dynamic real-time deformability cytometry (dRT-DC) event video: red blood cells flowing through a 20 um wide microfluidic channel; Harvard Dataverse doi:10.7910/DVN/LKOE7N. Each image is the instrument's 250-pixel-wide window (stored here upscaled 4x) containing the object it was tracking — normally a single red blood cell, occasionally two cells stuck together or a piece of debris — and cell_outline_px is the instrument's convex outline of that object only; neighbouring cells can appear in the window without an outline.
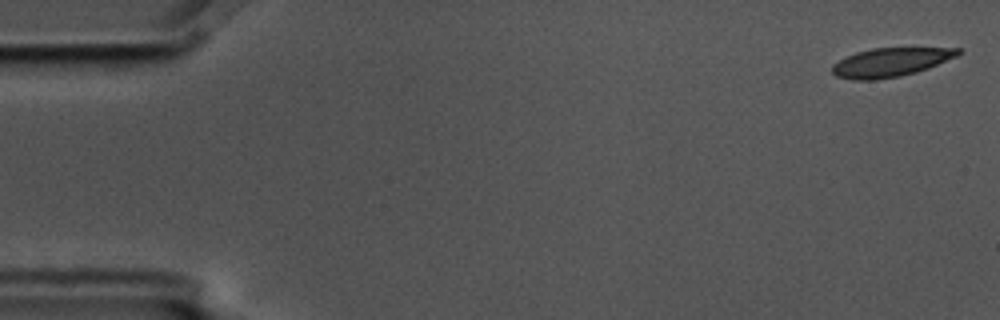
{"species": "common noctule bat (a hibernating species)", "species_latin": "Nyctalus noctula", "temperature_condition": "cold", "stored_images_in_passage": 11, "camera_frame_rate_fps": 3000, "um_per_image_px": 0.085, "animal": {"sex": "male", "body_mass_g": 17.5, "forearm_length_mm": 52.3}, "frame": {"image": 1, "passage_image": 1, "time_ms": 0.0, "image_size_px": [1000, 320], "cell_outline_px": [[964, 52], [956, 56], [928, 68], [916, 72], [900, 76], [876, 80], [852, 80], [836, 76], [832, 72], [832, 64], [856, 52], [872, 48], [960, 48]], "centroid_in_image_um": [75.69, 5.3], "position_along_channel_um": 9.3, "area_um2": 21.04}}
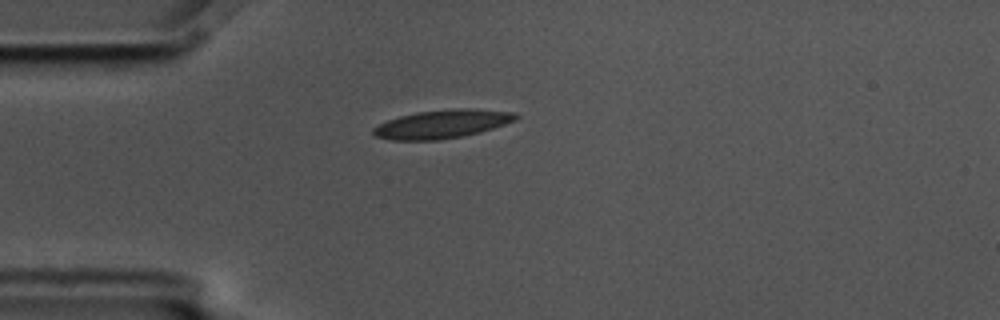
{"frame": {"image": 2, "passage_image": 4, "time_ms": 1.0, "image_size_px": [1000, 320], "cell_outline_px": [[520, 116], [516, 120], [480, 132], [440, 140], [392, 140], [376, 136], [372, 132], [372, 128], [388, 120], [400, 116], [416, 112], [456, 108], [468, 108], [516, 112]], "centroid_in_image_um": [37.6, 10.53], "position_along_channel_um": 47.4, "area_um2": 23.52}}
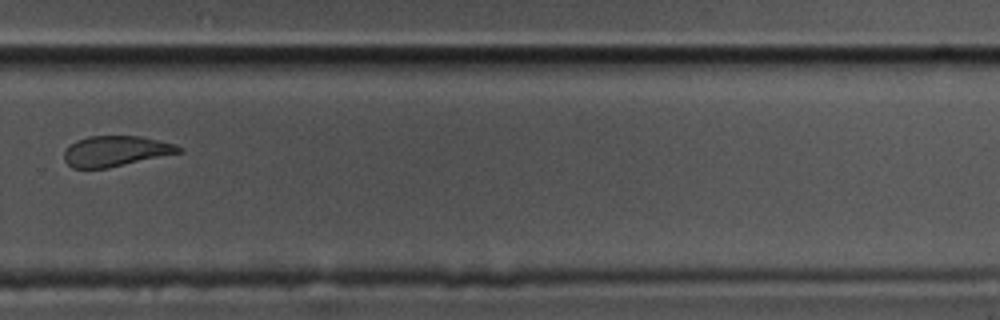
{"frame": {"image": 3, "passage_image": 11, "time_ms": 3.333, "image_size_px": [1000, 320], "cell_outline_px": [[184, 152], [108, 168], [72, 168], [64, 160], [64, 152], [76, 140], [88, 136], [140, 136], [176, 144], [184, 148]], "centroid_in_image_um": [9.88, 12.84], "position_along_channel_um": 319.9, "area_um2": 20.46}}